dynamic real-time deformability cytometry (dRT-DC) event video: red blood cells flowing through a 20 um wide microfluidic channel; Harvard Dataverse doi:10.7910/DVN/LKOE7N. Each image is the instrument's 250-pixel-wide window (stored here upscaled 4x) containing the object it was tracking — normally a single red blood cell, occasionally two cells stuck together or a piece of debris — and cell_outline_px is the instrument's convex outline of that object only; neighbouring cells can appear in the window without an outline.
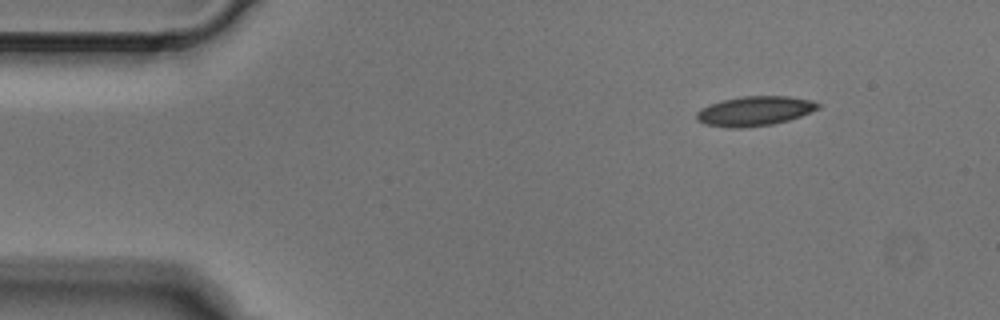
{"species": "Egyptian fruit bat (a non-hibernating species)", "species_latin": "Rousettus aegyptiacus", "temperature_condition": "cold", "stored_images_in_passage": 3, "camera_frame_rate_fps": 3000, "um_per_image_px": 0.085, "animal": {"sex": "male"}, "frame": {"image": 1, "passage_image": 1, "time_ms": 0.0, "image_size_px": [1000, 320], "cell_outline_px": [[820, 108], [800, 116], [788, 120], [772, 124], [740, 128], [728, 128], [704, 124], [696, 120], [696, 112], [700, 108], [708, 104], [724, 100], [744, 96], [788, 96], [812, 100], [820, 104]], "centroid_in_image_um": [64.11, 9.44], "position_along_channel_um": 20.9, "area_um2": 20.98}}